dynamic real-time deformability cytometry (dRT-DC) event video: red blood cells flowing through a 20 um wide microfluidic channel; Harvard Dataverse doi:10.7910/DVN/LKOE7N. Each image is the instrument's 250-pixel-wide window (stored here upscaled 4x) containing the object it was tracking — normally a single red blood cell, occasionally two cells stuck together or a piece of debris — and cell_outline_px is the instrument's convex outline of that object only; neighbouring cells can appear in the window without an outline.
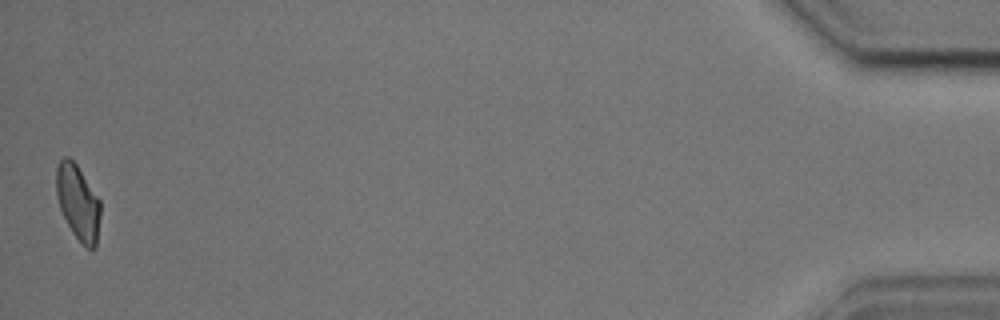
{"species": "common noctule bat (a hibernating species)", "species_latin": "Nyctalus noctula", "temperature_condition": "cold", "stored_images_in_passage": 42, "camera_frame_rate_fps": 3000, "um_per_image_px": 0.085, "animal": {"sex": "male", "body_mass_g": 17.9, "forearm_length_mm": 54.2}, "frame": {"image": 1, "passage_image": 42, "time_ms": 13.667, "image_size_px": [1000, 320], "cell_outline_px": [[100, 216], [96, 248], [88, 248], [72, 232], [60, 208], [56, 196], [56, 168], [60, 160], [64, 156], [68, 156], [76, 164], [100, 200]], "centroid_in_image_um": [6.62, 17.18], "position_along_channel_um": 428.6, "area_um2": 19.07}, "authors_computed_cell_mechanics": {"area_um2": 20.4901, "velocity_mm_per_s": 3.6155, "shape_relaxation_time_tau1_ms": 5.3004, "shape_relaxation_time_tau2_ms": 3.4066, "deformation_change_tau1": 0.126, "deformation_change_tau2": 0.0887}}